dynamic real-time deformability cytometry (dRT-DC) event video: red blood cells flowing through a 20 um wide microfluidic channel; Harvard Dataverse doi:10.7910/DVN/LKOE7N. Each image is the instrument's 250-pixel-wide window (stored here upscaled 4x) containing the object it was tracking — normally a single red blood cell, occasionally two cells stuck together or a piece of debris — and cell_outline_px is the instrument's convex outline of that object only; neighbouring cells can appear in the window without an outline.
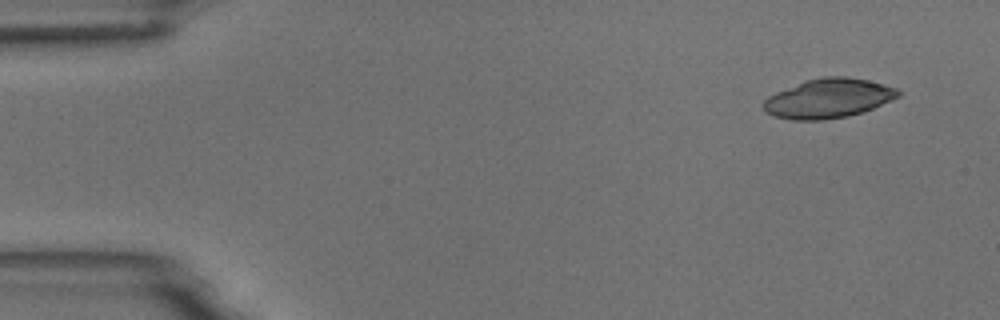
{"species": "common noctule bat (a hibernating species)", "species_latin": "Nyctalus noctula", "temperature_condition": "room temperature", "stored_images_in_passage": 4, "camera_frame_rate_fps": 3000, "um_per_image_px": 0.085, "animal": {"sex": "male", "body_mass_g": 18.8}, "frame": {"image": 1, "passage_image": 1, "time_ms": 0.0, "image_size_px": [1000, 320], "cell_outline_px": [[900, 96], [892, 100], [864, 112], [848, 116], [820, 120], [792, 120], [776, 116], [764, 112], [760, 104], [768, 96], [776, 92], [804, 80], [824, 76], [848, 76], [868, 80], [884, 84], [896, 88], [900, 92]], "centroid_in_image_um": [70.39, 8.36], "position_along_channel_um": 14.6, "area_um2": 31.21}}